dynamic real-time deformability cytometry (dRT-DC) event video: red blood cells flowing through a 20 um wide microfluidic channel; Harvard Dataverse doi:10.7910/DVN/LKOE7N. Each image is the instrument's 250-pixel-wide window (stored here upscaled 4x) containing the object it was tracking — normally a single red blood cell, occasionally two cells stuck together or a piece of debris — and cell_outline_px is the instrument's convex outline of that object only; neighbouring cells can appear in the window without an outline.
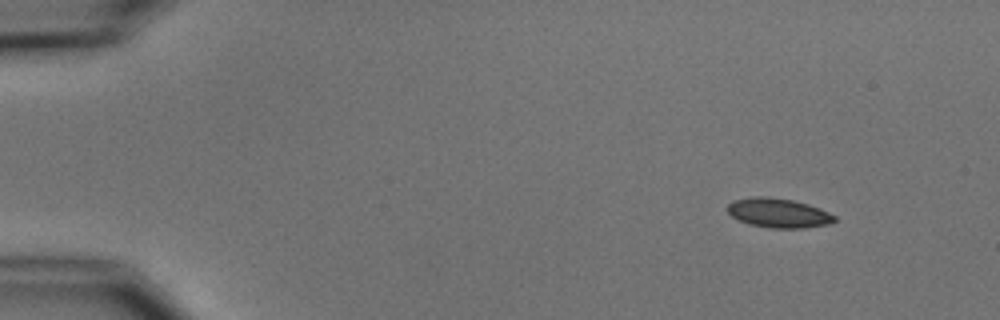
{"species": "common noctule bat (a hibernating species)", "species_latin": "Nyctalus noctula", "temperature_condition": "cold", "stored_images_in_passage": 4, "camera_frame_rate_fps": 3000, "um_per_image_px": 0.085, "animal": {"sex": "male", "body_mass_g": 15.6}, "frame": {"image": 1, "passage_image": 1, "time_ms": 0.0, "image_size_px": [1000, 320], "cell_outline_px": [[836, 220], [828, 224], [804, 228], [768, 228], [748, 224], [732, 216], [724, 208], [728, 204], [736, 200], [752, 196], [768, 196], [792, 200], [808, 204], [820, 208], [836, 216]], "centroid_in_image_um": [66.15, 18.1], "position_along_channel_um": 18.8, "area_um2": 18.44}}
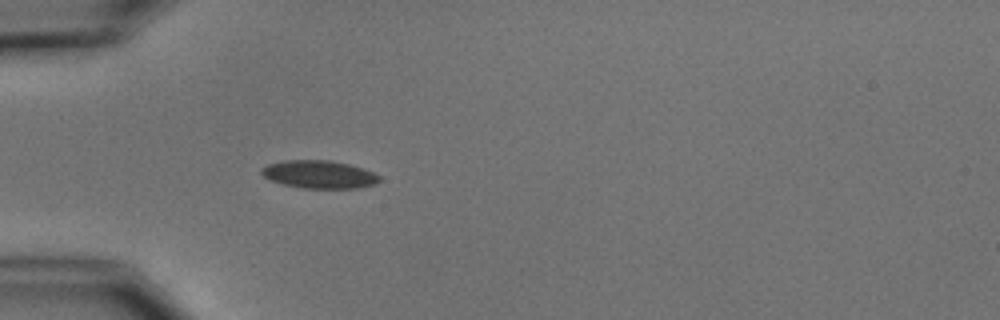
{"frame": {"image": 2, "passage_image": 4, "time_ms": 3.667, "image_size_px": [1000, 320], "cell_outline_px": [[380, 180], [376, 184], [356, 188], [304, 188], [284, 184], [272, 180], [264, 176], [260, 172], [260, 168], [268, 164], [284, 160], [328, 160], [348, 164], [372, 172], [380, 176]], "centroid_in_image_um": [27.11, 14.82], "position_along_channel_um": 57.9, "area_um2": 18.96}}